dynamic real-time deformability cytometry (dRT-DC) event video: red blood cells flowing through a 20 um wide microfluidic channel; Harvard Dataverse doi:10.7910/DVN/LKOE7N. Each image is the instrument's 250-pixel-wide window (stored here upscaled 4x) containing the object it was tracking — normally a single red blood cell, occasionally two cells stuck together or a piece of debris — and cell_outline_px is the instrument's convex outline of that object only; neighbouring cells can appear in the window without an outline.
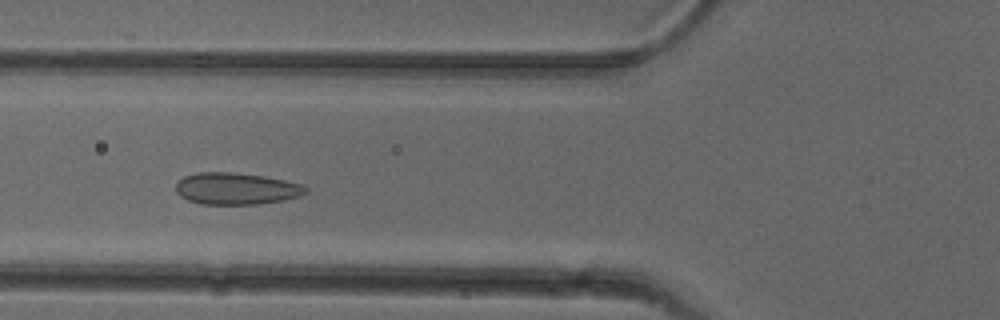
{"species": "common noctule bat (a hibernating species)", "species_latin": "Nyctalus noctula", "temperature_condition": "cold", "stored_images_in_passage": 41, "camera_frame_rate_fps": 3000, "um_per_image_px": 0.085, "animal": {"sex": "female"}, "frame": {"image": 1, "passage_image": 9, "time_ms": 2.667, "image_size_px": [1000, 320], "cell_outline_px": [[308, 192], [300, 196], [284, 200], [256, 204], [200, 204], [188, 200], [180, 196], [176, 192], [176, 184], [184, 176], [196, 172], [232, 172], [264, 176], [284, 180], [300, 184], [308, 188]], "centroid_in_image_um": [20.07, 16.03], "position_along_channel_um": 105.7, "area_um2": 24.1}}
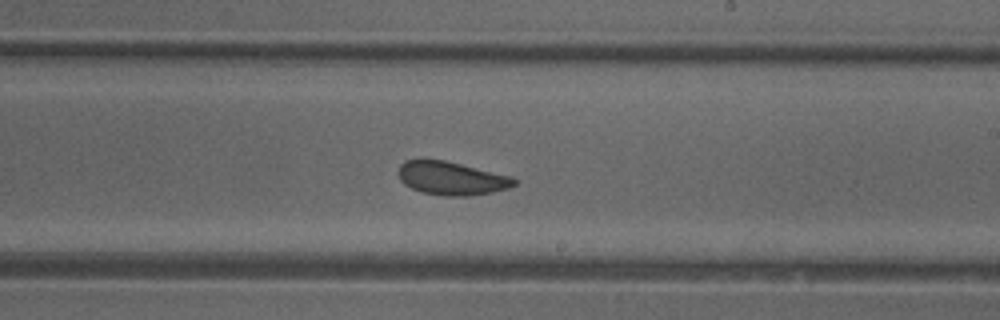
{"frame": {"image": 2, "passage_image": 20, "time_ms": 6.333, "image_size_px": [1000, 320], "cell_outline_px": [[516, 184], [508, 188], [492, 192], [468, 196], [444, 196], [420, 192], [404, 184], [400, 180], [400, 164], [404, 160], [444, 160], [512, 176], [516, 180]], "centroid_in_image_um": [38.39, 15.16], "position_along_channel_um": 250.6, "area_um2": 22.37}}
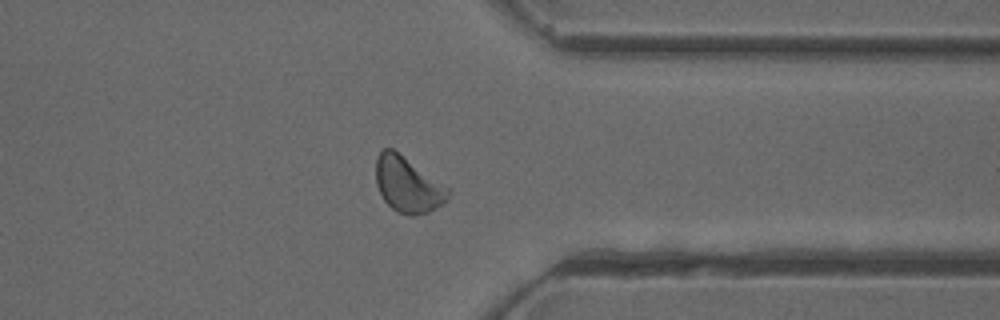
{"frame": {"image": 3, "passage_image": 30, "time_ms": 9.667, "image_size_px": [1000, 320], "cell_outline_px": [[452, 192], [448, 200], [444, 204], [428, 212], [412, 216], [408, 216], [396, 212], [384, 200], [376, 184], [376, 156], [384, 148], [392, 148], [452, 188]], "centroid_in_image_um": [34.72, 15.71], "position_along_channel_um": 376.7, "area_um2": 23.87}, "authors_computed_cell_mechanics": {"area_um2": 22.7154, "velocity_mm_per_s": 3.9502, "shape_relaxation_time_tau1_ms": 7.0296, "shape_relaxation_time_tau2_ms": 0.8341, "deformation_change_tau1": 0.1161, "deformation_change_tau2": 0.063}}